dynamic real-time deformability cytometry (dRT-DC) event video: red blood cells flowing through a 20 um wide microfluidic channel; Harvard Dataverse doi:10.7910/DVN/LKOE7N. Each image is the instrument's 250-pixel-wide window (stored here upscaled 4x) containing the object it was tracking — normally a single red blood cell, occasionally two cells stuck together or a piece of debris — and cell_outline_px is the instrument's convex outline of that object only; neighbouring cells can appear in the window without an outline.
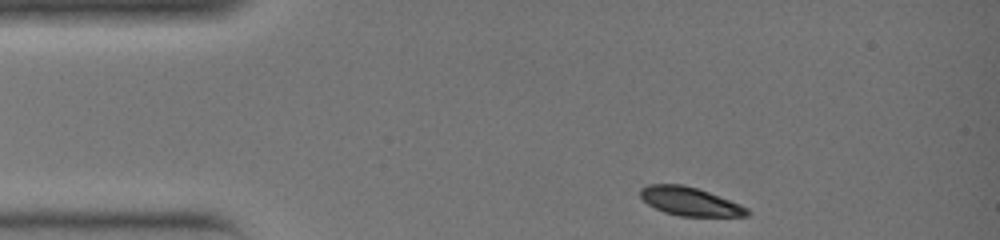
{"species": "common noctule bat (a hibernating species)", "species_latin": "Nyctalus noctula", "temperature_condition": "warm", "stored_images_in_passage": 28, "camera_frame_rate_fps": 3000, "um_per_image_px": 0.085, "animal": {"sex": "female", "body_mass_g": 19.0, "forearm_length_mm": 51.5}, "frame": {"image": 1, "passage_image": 1, "time_ms": 0.0, "image_size_px": [1000, 240], "cell_outline_px": [[752, 212], [748, 216], [680, 216], [664, 212], [648, 204], [640, 196], [640, 188], [648, 184], [684, 184], [708, 192], [740, 204], [748, 208]], "centroid_in_image_um": [58.65, 17.12], "position_along_channel_um": 26.4, "area_um2": 17.69}}
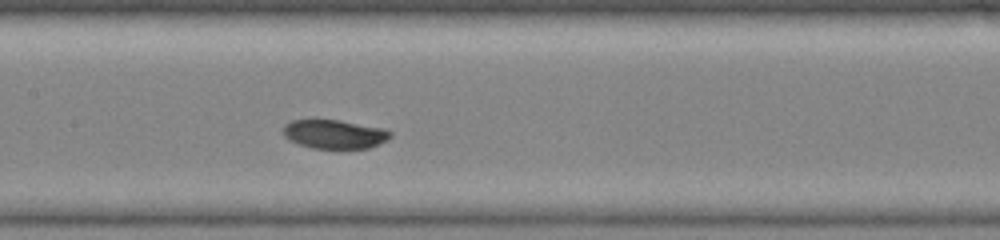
{"frame": {"image": 2, "passage_image": 13, "time_ms": 4.0, "image_size_px": [1000, 240], "cell_outline_px": [[392, 136], [388, 140], [380, 144], [368, 148], [312, 148], [288, 140], [284, 136], [284, 124], [292, 120], [340, 120], [384, 128], [392, 132]], "centroid_in_image_um": [28.46, 11.4], "position_along_channel_um": 178.9, "area_um2": 18.09}}
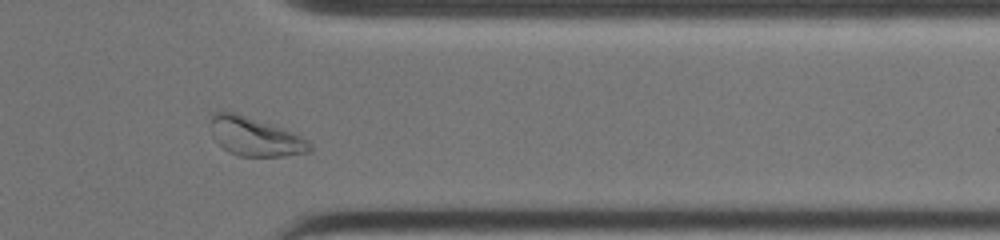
{"frame": {"image": 3, "passage_image": 25, "time_ms": 8.0, "image_size_px": [1000, 240], "cell_outline_px": [[312, 152], [284, 156], [236, 156], [228, 152], [212, 136], [208, 124], [212, 112], [224, 108], [236, 112], [292, 132], [308, 140], [312, 144]], "centroid_in_image_um": [21.61, 11.58], "position_along_channel_um": 389.8, "area_um2": 22.89}}